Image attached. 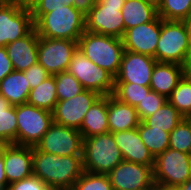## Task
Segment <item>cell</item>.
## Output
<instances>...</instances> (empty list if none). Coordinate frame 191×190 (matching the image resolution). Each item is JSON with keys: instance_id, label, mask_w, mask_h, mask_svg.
Instances as JSON below:
<instances>
[{"instance_id": "6da1fadb", "label": "cell", "mask_w": 191, "mask_h": 190, "mask_svg": "<svg viewBox=\"0 0 191 190\" xmlns=\"http://www.w3.org/2000/svg\"><path fill=\"white\" fill-rule=\"evenodd\" d=\"M33 175L52 190H70L83 174L82 155L59 156L32 147Z\"/></svg>"}, {"instance_id": "7a4b0ae2", "label": "cell", "mask_w": 191, "mask_h": 190, "mask_svg": "<svg viewBox=\"0 0 191 190\" xmlns=\"http://www.w3.org/2000/svg\"><path fill=\"white\" fill-rule=\"evenodd\" d=\"M34 27L39 37L78 42L85 31V16L74 6L62 5L43 14Z\"/></svg>"}, {"instance_id": "3957f363", "label": "cell", "mask_w": 191, "mask_h": 190, "mask_svg": "<svg viewBox=\"0 0 191 190\" xmlns=\"http://www.w3.org/2000/svg\"><path fill=\"white\" fill-rule=\"evenodd\" d=\"M155 59L160 63H175L188 67L191 63V48L184 21L161 18V33Z\"/></svg>"}, {"instance_id": "277c9868", "label": "cell", "mask_w": 191, "mask_h": 190, "mask_svg": "<svg viewBox=\"0 0 191 190\" xmlns=\"http://www.w3.org/2000/svg\"><path fill=\"white\" fill-rule=\"evenodd\" d=\"M78 49L89 60L106 69L114 77L118 74L125 51L122 39L85 30L78 39Z\"/></svg>"}, {"instance_id": "5b68a950", "label": "cell", "mask_w": 191, "mask_h": 190, "mask_svg": "<svg viewBox=\"0 0 191 190\" xmlns=\"http://www.w3.org/2000/svg\"><path fill=\"white\" fill-rule=\"evenodd\" d=\"M123 156L113 134L110 132L83 139V169L89 173L108 174L120 162Z\"/></svg>"}, {"instance_id": "8992f818", "label": "cell", "mask_w": 191, "mask_h": 190, "mask_svg": "<svg viewBox=\"0 0 191 190\" xmlns=\"http://www.w3.org/2000/svg\"><path fill=\"white\" fill-rule=\"evenodd\" d=\"M190 178L191 154L168 148L155 158V186L164 189L179 188Z\"/></svg>"}, {"instance_id": "52a82bcc", "label": "cell", "mask_w": 191, "mask_h": 190, "mask_svg": "<svg viewBox=\"0 0 191 190\" xmlns=\"http://www.w3.org/2000/svg\"><path fill=\"white\" fill-rule=\"evenodd\" d=\"M125 2L126 0H97L96 5L85 16V30L122 39L125 26L121 10Z\"/></svg>"}, {"instance_id": "ba28073f", "label": "cell", "mask_w": 191, "mask_h": 190, "mask_svg": "<svg viewBox=\"0 0 191 190\" xmlns=\"http://www.w3.org/2000/svg\"><path fill=\"white\" fill-rule=\"evenodd\" d=\"M17 145L35 147L53 123L52 112L30 104L16 106Z\"/></svg>"}, {"instance_id": "9c48e42d", "label": "cell", "mask_w": 191, "mask_h": 190, "mask_svg": "<svg viewBox=\"0 0 191 190\" xmlns=\"http://www.w3.org/2000/svg\"><path fill=\"white\" fill-rule=\"evenodd\" d=\"M67 71L78 79L84 89L101 96L113 94L115 77L89 60L79 49L73 54Z\"/></svg>"}, {"instance_id": "30bf717a", "label": "cell", "mask_w": 191, "mask_h": 190, "mask_svg": "<svg viewBox=\"0 0 191 190\" xmlns=\"http://www.w3.org/2000/svg\"><path fill=\"white\" fill-rule=\"evenodd\" d=\"M34 21L27 0L0 6V47L25 37L34 29Z\"/></svg>"}, {"instance_id": "8fae6325", "label": "cell", "mask_w": 191, "mask_h": 190, "mask_svg": "<svg viewBox=\"0 0 191 190\" xmlns=\"http://www.w3.org/2000/svg\"><path fill=\"white\" fill-rule=\"evenodd\" d=\"M35 148L59 156L82 155L83 137L79 130L53 122Z\"/></svg>"}, {"instance_id": "7c38bea8", "label": "cell", "mask_w": 191, "mask_h": 190, "mask_svg": "<svg viewBox=\"0 0 191 190\" xmlns=\"http://www.w3.org/2000/svg\"><path fill=\"white\" fill-rule=\"evenodd\" d=\"M78 42L69 39H50L39 37L38 62L50 75L67 71Z\"/></svg>"}, {"instance_id": "4fadbf2b", "label": "cell", "mask_w": 191, "mask_h": 190, "mask_svg": "<svg viewBox=\"0 0 191 190\" xmlns=\"http://www.w3.org/2000/svg\"><path fill=\"white\" fill-rule=\"evenodd\" d=\"M153 167L123 160L107 175L113 190H152Z\"/></svg>"}, {"instance_id": "5bb4252c", "label": "cell", "mask_w": 191, "mask_h": 190, "mask_svg": "<svg viewBox=\"0 0 191 190\" xmlns=\"http://www.w3.org/2000/svg\"><path fill=\"white\" fill-rule=\"evenodd\" d=\"M100 96L85 89L70 99L58 101L52 111L53 122L79 130L86 112Z\"/></svg>"}, {"instance_id": "9a60e30c", "label": "cell", "mask_w": 191, "mask_h": 190, "mask_svg": "<svg viewBox=\"0 0 191 190\" xmlns=\"http://www.w3.org/2000/svg\"><path fill=\"white\" fill-rule=\"evenodd\" d=\"M161 33V17L158 15L145 24L137 25L125 31L122 38L124 49L155 58Z\"/></svg>"}, {"instance_id": "2e32d148", "label": "cell", "mask_w": 191, "mask_h": 190, "mask_svg": "<svg viewBox=\"0 0 191 190\" xmlns=\"http://www.w3.org/2000/svg\"><path fill=\"white\" fill-rule=\"evenodd\" d=\"M156 63L154 57L125 50L115 82L150 86L152 71Z\"/></svg>"}, {"instance_id": "e0dca14e", "label": "cell", "mask_w": 191, "mask_h": 190, "mask_svg": "<svg viewBox=\"0 0 191 190\" xmlns=\"http://www.w3.org/2000/svg\"><path fill=\"white\" fill-rule=\"evenodd\" d=\"M4 170L8 184L33 175L32 147L4 145Z\"/></svg>"}, {"instance_id": "ac0fdd59", "label": "cell", "mask_w": 191, "mask_h": 190, "mask_svg": "<svg viewBox=\"0 0 191 190\" xmlns=\"http://www.w3.org/2000/svg\"><path fill=\"white\" fill-rule=\"evenodd\" d=\"M112 134L124 160L154 166L155 158L143 143L137 128Z\"/></svg>"}, {"instance_id": "d6986e66", "label": "cell", "mask_w": 191, "mask_h": 190, "mask_svg": "<svg viewBox=\"0 0 191 190\" xmlns=\"http://www.w3.org/2000/svg\"><path fill=\"white\" fill-rule=\"evenodd\" d=\"M38 40L39 36L34 28L25 37L10 42L5 47L14 70L24 71L38 62Z\"/></svg>"}, {"instance_id": "ffe728a7", "label": "cell", "mask_w": 191, "mask_h": 190, "mask_svg": "<svg viewBox=\"0 0 191 190\" xmlns=\"http://www.w3.org/2000/svg\"><path fill=\"white\" fill-rule=\"evenodd\" d=\"M187 73V67L175 63L157 62L150 80L151 90L168 98Z\"/></svg>"}, {"instance_id": "44dd1931", "label": "cell", "mask_w": 191, "mask_h": 190, "mask_svg": "<svg viewBox=\"0 0 191 190\" xmlns=\"http://www.w3.org/2000/svg\"><path fill=\"white\" fill-rule=\"evenodd\" d=\"M107 117L110 133L131 130L140 123L136 108L118 101L112 95L107 96Z\"/></svg>"}, {"instance_id": "7402d4cb", "label": "cell", "mask_w": 191, "mask_h": 190, "mask_svg": "<svg viewBox=\"0 0 191 190\" xmlns=\"http://www.w3.org/2000/svg\"><path fill=\"white\" fill-rule=\"evenodd\" d=\"M83 139L109 132L107 96H100L86 112L79 129Z\"/></svg>"}, {"instance_id": "603a6c76", "label": "cell", "mask_w": 191, "mask_h": 190, "mask_svg": "<svg viewBox=\"0 0 191 190\" xmlns=\"http://www.w3.org/2000/svg\"><path fill=\"white\" fill-rule=\"evenodd\" d=\"M121 11L126 31L151 22L157 16V5L147 0H126Z\"/></svg>"}, {"instance_id": "cb8c5ba5", "label": "cell", "mask_w": 191, "mask_h": 190, "mask_svg": "<svg viewBox=\"0 0 191 190\" xmlns=\"http://www.w3.org/2000/svg\"><path fill=\"white\" fill-rule=\"evenodd\" d=\"M30 90L29 82L23 71L14 70L0 82V94L4 96L12 106L25 104Z\"/></svg>"}, {"instance_id": "d4e9b609", "label": "cell", "mask_w": 191, "mask_h": 190, "mask_svg": "<svg viewBox=\"0 0 191 190\" xmlns=\"http://www.w3.org/2000/svg\"><path fill=\"white\" fill-rule=\"evenodd\" d=\"M17 145L16 106L0 94V145Z\"/></svg>"}, {"instance_id": "484cf974", "label": "cell", "mask_w": 191, "mask_h": 190, "mask_svg": "<svg viewBox=\"0 0 191 190\" xmlns=\"http://www.w3.org/2000/svg\"><path fill=\"white\" fill-rule=\"evenodd\" d=\"M57 102L55 78L54 75H50L30 90L26 103L52 112Z\"/></svg>"}, {"instance_id": "4316f807", "label": "cell", "mask_w": 191, "mask_h": 190, "mask_svg": "<svg viewBox=\"0 0 191 190\" xmlns=\"http://www.w3.org/2000/svg\"><path fill=\"white\" fill-rule=\"evenodd\" d=\"M183 118L179 111L167 100L157 111L146 117L143 122L151 128L162 129L171 133Z\"/></svg>"}, {"instance_id": "83f0119b", "label": "cell", "mask_w": 191, "mask_h": 190, "mask_svg": "<svg viewBox=\"0 0 191 190\" xmlns=\"http://www.w3.org/2000/svg\"><path fill=\"white\" fill-rule=\"evenodd\" d=\"M140 137L154 158L169 148L170 133L162 129L151 128L143 121L137 127Z\"/></svg>"}, {"instance_id": "f1b7e54d", "label": "cell", "mask_w": 191, "mask_h": 190, "mask_svg": "<svg viewBox=\"0 0 191 190\" xmlns=\"http://www.w3.org/2000/svg\"><path fill=\"white\" fill-rule=\"evenodd\" d=\"M167 100L184 118L191 117V77L186 73Z\"/></svg>"}, {"instance_id": "f546056e", "label": "cell", "mask_w": 191, "mask_h": 190, "mask_svg": "<svg viewBox=\"0 0 191 190\" xmlns=\"http://www.w3.org/2000/svg\"><path fill=\"white\" fill-rule=\"evenodd\" d=\"M191 14V0H160L157 15L163 20L184 21Z\"/></svg>"}, {"instance_id": "4dcf8cb0", "label": "cell", "mask_w": 191, "mask_h": 190, "mask_svg": "<svg viewBox=\"0 0 191 190\" xmlns=\"http://www.w3.org/2000/svg\"><path fill=\"white\" fill-rule=\"evenodd\" d=\"M151 88L129 82H115L112 96L118 101L136 107Z\"/></svg>"}, {"instance_id": "1f68e13d", "label": "cell", "mask_w": 191, "mask_h": 190, "mask_svg": "<svg viewBox=\"0 0 191 190\" xmlns=\"http://www.w3.org/2000/svg\"><path fill=\"white\" fill-rule=\"evenodd\" d=\"M58 101L70 99L85 89L78 79L68 71L54 75Z\"/></svg>"}, {"instance_id": "d6a6232c", "label": "cell", "mask_w": 191, "mask_h": 190, "mask_svg": "<svg viewBox=\"0 0 191 190\" xmlns=\"http://www.w3.org/2000/svg\"><path fill=\"white\" fill-rule=\"evenodd\" d=\"M169 148L191 154V119L183 118L169 136Z\"/></svg>"}, {"instance_id": "836d02e7", "label": "cell", "mask_w": 191, "mask_h": 190, "mask_svg": "<svg viewBox=\"0 0 191 190\" xmlns=\"http://www.w3.org/2000/svg\"><path fill=\"white\" fill-rule=\"evenodd\" d=\"M70 190H113L107 174L84 171Z\"/></svg>"}, {"instance_id": "e575fe53", "label": "cell", "mask_w": 191, "mask_h": 190, "mask_svg": "<svg viewBox=\"0 0 191 190\" xmlns=\"http://www.w3.org/2000/svg\"><path fill=\"white\" fill-rule=\"evenodd\" d=\"M167 98L164 95L150 90L145 97L135 107L140 121H143L146 117L152 115L157 111L165 102Z\"/></svg>"}, {"instance_id": "d590c367", "label": "cell", "mask_w": 191, "mask_h": 190, "mask_svg": "<svg viewBox=\"0 0 191 190\" xmlns=\"http://www.w3.org/2000/svg\"><path fill=\"white\" fill-rule=\"evenodd\" d=\"M34 23L45 13L53 11L62 5L73 6L74 0H27Z\"/></svg>"}, {"instance_id": "8d00e7d4", "label": "cell", "mask_w": 191, "mask_h": 190, "mask_svg": "<svg viewBox=\"0 0 191 190\" xmlns=\"http://www.w3.org/2000/svg\"><path fill=\"white\" fill-rule=\"evenodd\" d=\"M6 190H52L35 175L8 184Z\"/></svg>"}, {"instance_id": "74e56055", "label": "cell", "mask_w": 191, "mask_h": 190, "mask_svg": "<svg viewBox=\"0 0 191 190\" xmlns=\"http://www.w3.org/2000/svg\"><path fill=\"white\" fill-rule=\"evenodd\" d=\"M23 73L29 82L30 89L37 87L50 76L47 70L39 62L30 66L27 70H24Z\"/></svg>"}, {"instance_id": "f35d334b", "label": "cell", "mask_w": 191, "mask_h": 190, "mask_svg": "<svg viewBox=\"0 0 191 190\" xmlns=\"http://www.w3.org/2000/svg\"><path fill=\"white\" fill-rule=\"evenodd\" d=\"M14 71L11 60L7 55L5 47H0V82L8 74Z\"/></svg>"}, {"instance_id": "ab89813d", "label": "cell", "mask_w": 191, "mask_h": 190, "mask_svg": "<svg viewBox=\"0 0 191 190\" xmlns=\"http://www.w3.org/2000/svg\"><path fill=\"white\" fill-rule=\"evenodd\" d=\"M96 3L97 0H74L73 6L86 16Z\"/></svg>"}, {"instance_id": "60d3db41", "label": "cell", "mask_w": 191, "mask_h": 190, "mask_svg": "<svg viewBox=\"0 0 191 190\" xmlns=\"http://www.w3.org/2000/svg\"><path fill=\"white\" fill-rule=\"evenodd\" d=\"M8 186L4 170V145H0V190H6Z\"/></svg>"}, {"instance_id": "b9f144b4", "label": "cell", "mask_w": 191, "mask_h": 190, "mask_svg": "<svg viewBox=\"0 0 191 190\" xmlns=\"http://www.w3.org/2000/svg\"><path fill=\"white\" fill-rule=\"evenodd\" d=\"M184 23L188 30L189 45L191 48V14L188 16V18L186 20H184Z\"/></svg>"}, {"instance_id": "7bdbcfd3", "label": "cell", "mask_w": 191, "mask_h": 190, "mask_svg": "<svg viewBox=\"0 0 191 190\" xmlns=\"http://www.w3.org/2000/svg\"><path fill=\"white\" fill-rule=\"evenodd\" d=\"M22 0H0V6H6L11 4L20 3Z\"/></svg>"}, {"instance_id": "ee69618b", "label": "cell", "mask_w": 191, "mask_h": 190, "mask_svg": "<svg viewBox=\"0 0 191 190\" xmlns=\"http://www.w3.org/2000/svg\"><path fill=\"white\" fill-rule=\"evenodd\" d=\"M180 190H191V178L188 179L185 183H183L180 187Z\"/></svg>"}, {"instance_id": "f6af8a7d", "label": "cell", "mask_w": 191, "mask_h": 190, "mask_svg": "<svg viewBox=\"0 0 191 190\" xmlns=\"http://www.w3.org/2000/svg\"><path fill=\"white\" fill-rule=\"evenodd\" d=\"M187 73L190 75L191 77V63L188 65L187 67Z\"/></svg>"}, {"instance_id": "bcb514c9", "label": "cell", "mask_w": 191, "mask_h": 190, "mask_svg": "<svg viewBox=\"0 0 191 190\" xmlns=\"http://www.w3.org/2000/svg\"><path fill=\"white\" fill-rule=\"evenodd\" d=\"M152 190H169V189H164V188H160V187L155 186Z\"/></svg>"}, {"instance_id": "7dc6e473", "label": "cell", "mask_w": 191, "mask_h": 190, "mask_svg": "<svg viewBox=\"0 0 191 190\" xmlns=\"http://www.w3.org/2000/svg\"><path fill=\"white\" fill-rule=\"evenodd\" d=\"M147 1H150V2H152V3L156 4V5H158V3H159L160 0H147Z\"/></svg>"}, {"instance_id": "c3c4849f", "label": "cell", "mask_w": 191, "mask_h": 190, "mask_svg": "<svg viewBox=\"0 0 191 190\" xmlns=\"http://www.w3.org/2000/svg\"><path fill=\"white\" fill-rule=\"evenodd\" d=\"M169 190H180L179 188H171Z\"/></svg>"}]
</instances>
